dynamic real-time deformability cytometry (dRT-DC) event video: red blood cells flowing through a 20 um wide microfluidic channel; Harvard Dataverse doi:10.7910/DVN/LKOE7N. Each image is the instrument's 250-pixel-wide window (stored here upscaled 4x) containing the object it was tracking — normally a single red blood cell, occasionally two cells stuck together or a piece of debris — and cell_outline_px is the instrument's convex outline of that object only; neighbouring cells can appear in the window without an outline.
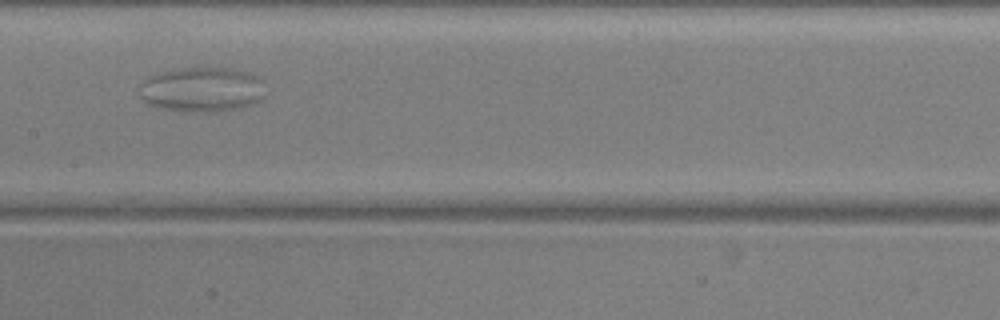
{"species": "common noctule bat (a hibernating species)", "species_latin": "Nyctalus noctula", "temperature_condition": "warm", "stored_images_in_passage": 17, "camera_frame_rate_fps": 3000, "um_per_image_px": 0.085, "animal": {"sex": "male", "body_mass_g": 20.5, "forearm_length_mm": 52.5}, "frame": {"image": 1, "passage_image": 11, "time_ms": 3.333, "image_size_px": [1000, 320], "cell_outline_px": [[264, 96], [260, 100], [252, 104], [240, 108], [216, 112], [196, 112], [164, 108], [148, 104], [140, 96], [136, 88], [140, 80], [144, 76], [156, 72], [180, 68], [232, 68], [248, 72], [256, 76], [260, 80]], "centroid_in_image_um": [17.07, 7.59], "position_along_channel_um": 190.3, "area_um2": 33.35}}